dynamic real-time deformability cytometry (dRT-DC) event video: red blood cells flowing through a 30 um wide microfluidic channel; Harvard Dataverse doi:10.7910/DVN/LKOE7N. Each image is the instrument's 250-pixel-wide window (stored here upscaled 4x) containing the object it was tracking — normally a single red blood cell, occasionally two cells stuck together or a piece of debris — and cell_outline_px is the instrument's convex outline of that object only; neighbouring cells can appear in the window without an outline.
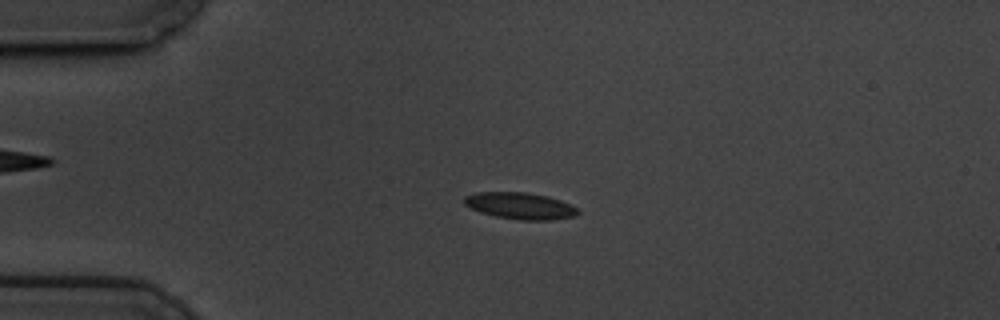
{"species": "common noctule bat (a hibernating species)", "species_latin": "Nyctalus noctula", "temperature_condition": "cold", "stored_images_in_passage": 54, "camera_frame_rate_fps": 3000, "um_per_image_px": 0.085, "animal": {"sex": "male", "body_mass_g": 19.5, "forearm_length_mm": 54.6}, "frame": {"image": 1, "passage_image": 9, "time_ms": 2.667, "image_size_px": [1000, 320], "cell_outline_px": [[580, 212], [576, 216], [552, 220], [520, 220], [496, 216], [480, 212], [464, 204], [464, 196], [476, 192], [528, 192], [548, 196], [560, 200], [576, 208]], "centroid_in_image_um": [44.22, 17.49], "position_along_channel_um": 40.8, "area_um2": 17.63}}
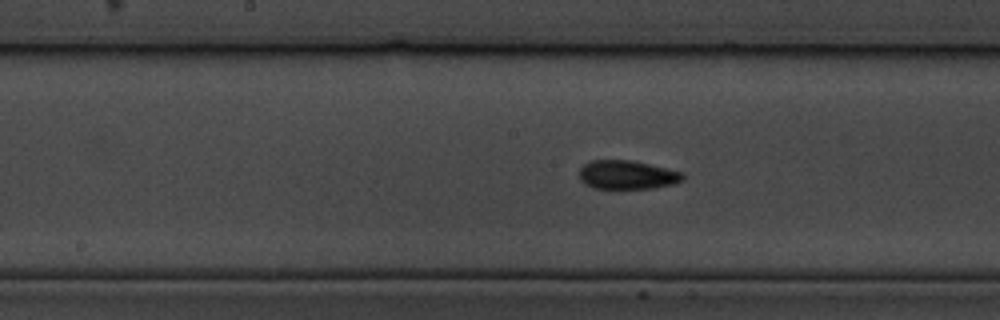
{"frame": {"image": 2, "passage_image": 25, "time_ms": 8.0, "image_size_px": [1000, 320], "cell_outline_px": [[684, 180], [672, 184], [652, 188], [592, 188], [584, 184], [580, 180], [580, 168], [584, 164], [592, 160], [632, 160], [684, 172]], "centroid_in_image_um": [53.31, 14.85], "position_along_channel_um": 194.9, "area_um2": 17.4}}
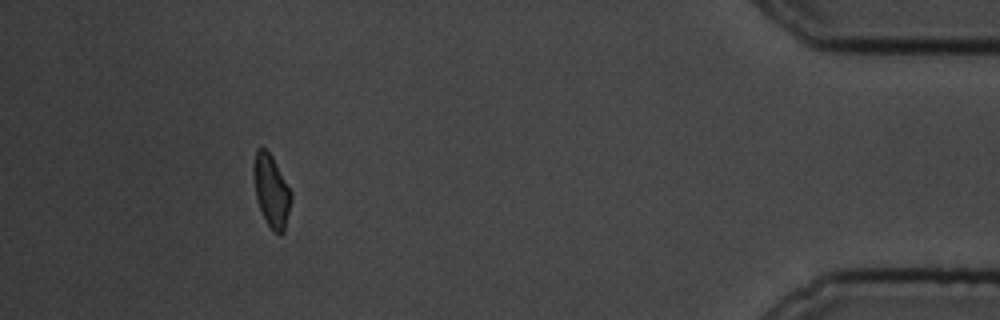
{"frame": {"image": 3, "passage_image": 49, "time_ms": 16.0, "image_size_px": [1000, 320], "cell_outline_px": [[292, 200], [284, 232], [280, 236], [272, 232], [260, 208], [256, 196], [252, 168], [256, 148], [264, 148], [272, 156], [292, 192]], "centroid_in_image_um": [23.08, 16.24], "position_along_channel_um": 412.1, "area_um2": 15.9}, "authors_computed_cell_mechanics": {"area_um2": 16.7042, "velocity_mm_per_s": 3.4212, "shape_relaxation_time_tau1_ms": 8.0893, "shape_relaxation_time_tau2_ms": 3.6315, "deformation_change_tau1": 0.1782, "deformation_change_tau2": 0.0738}}